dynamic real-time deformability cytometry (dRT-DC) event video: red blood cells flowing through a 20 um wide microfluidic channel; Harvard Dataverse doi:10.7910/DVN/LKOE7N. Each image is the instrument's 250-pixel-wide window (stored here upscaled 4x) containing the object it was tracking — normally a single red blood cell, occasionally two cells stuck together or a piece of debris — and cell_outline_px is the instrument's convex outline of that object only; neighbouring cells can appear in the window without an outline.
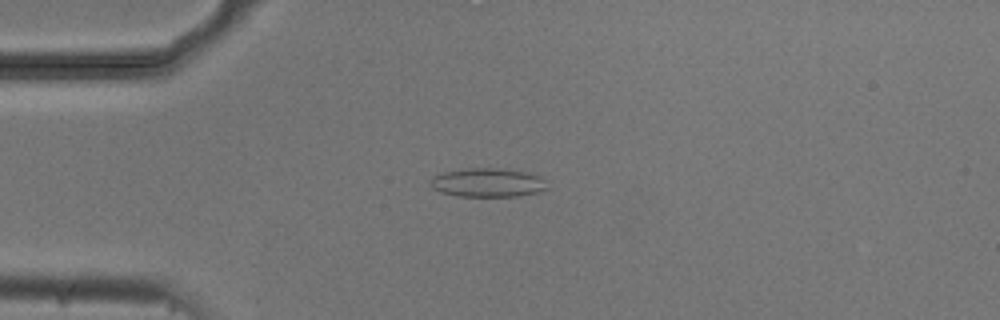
{"species": "common noctule bat (a hibernating species)", "species_latin": "Nyctalus noctula", "temperature_condition": "cold", "stored_images_in_passage": 44, "camera_frame_rate_fps": 3000, "um_per_image_px": 0.085, "animal": {"sex": "male", "body_mass_g": 20.5, "forearm_length_mm": 52.5}, "frame": {"image": 1, "passage_image": 3, "time_ms": 0.667, "image_size_px": [1000, 320], "cell_outline_px": [[548, 188], [540, 192], [520, 196], [456, 196], [440, 192], [432, 188], [428, 184], [428, 180], [432, 176], [444, 172], [468, 168], [488, 168], [528, 172], [540, 176], [544, 180]], "centroid_in_image_um": [41.42, 15.53], "position_along_channel_um": 43.6, "area_um2": 19.77}}
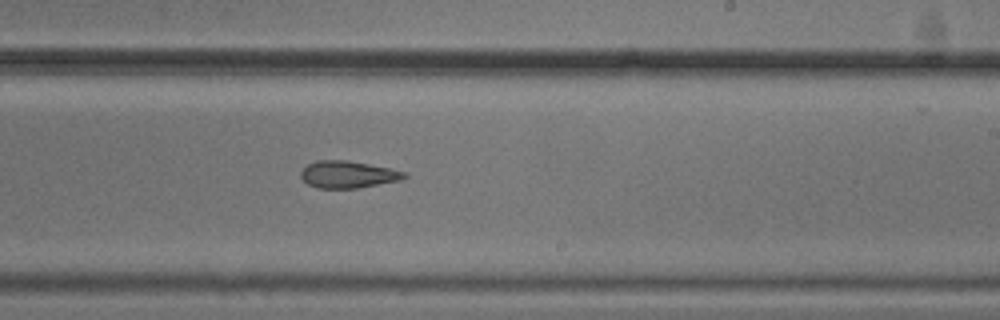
{"frame": {"image": 2, "passage_image": 22, "time_ms": 7.0, "image_size_px": [1000, 320], "cell_outline_px": [[408, 176], [400, 180], [356, 188], [316, 188], [308, 184], [300, 176], [300, 172], [308, 164], [316, 160], [348, 160], [388, 168], [404, 172]], "centroid_in_image_um": [29.53, 14.83], "position_along_channel_um": 259.5, "area_um2": 16.13}}
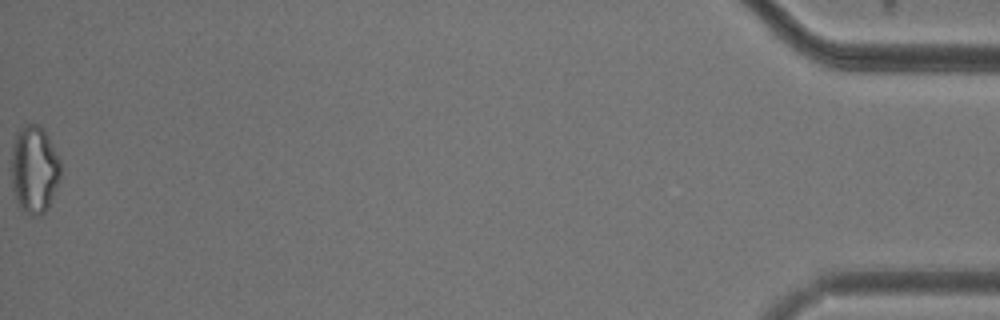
{"frame": {"image": 3, "passage_image": 44, "time_ms": 14.333, "image_size_px": [1000, 320], "cell_outline_px": [[60, 180], [48, 208], [40, 216], [32, 216], [20, 208], [12, 184], [12, 148], [16, 132], [20, 128], [28, 124], [36, 124], [44, 128], [60, 160]], "centroid_in_image_um": [2.93, 14.4], "position_along_channel_um": 432.3, "area_um2": 25.09}, "authors_computed_cell_mechanics": {"area_um2": 17.9469, "velocity_mm_per_s": 3.7161, "shape_relaxation_time_tau1_ms": null, "shape_relaxation_time_tau2_ms": 6.4571, "deformation_change_tau1": null, "deformation_change_tau2": 0.162}}